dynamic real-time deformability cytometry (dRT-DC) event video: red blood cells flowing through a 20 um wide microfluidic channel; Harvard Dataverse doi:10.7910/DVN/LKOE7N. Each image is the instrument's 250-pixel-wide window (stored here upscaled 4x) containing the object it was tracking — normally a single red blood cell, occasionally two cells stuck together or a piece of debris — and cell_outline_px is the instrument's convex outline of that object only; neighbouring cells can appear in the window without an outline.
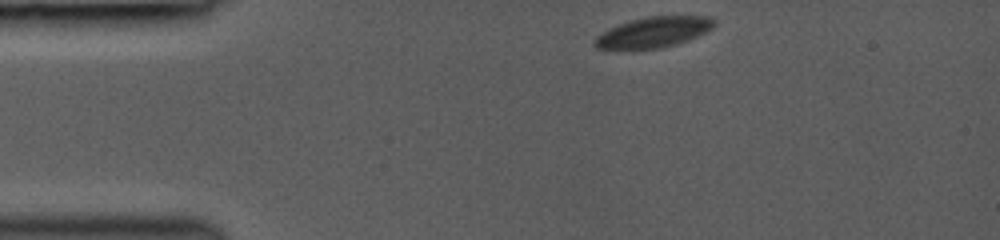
{"species": "common noctule bat (a hibernating species)", "species_latin": "Nyctalus noctula", "temperature_condition": "room temperature", "stored_images_in_passage": 38, "camera_frame_rate_fps": 3000, "um_per_image_px": 0.085, "animal": {"sex": "female", "body_mass_g": 19.0, "forearm_length_mm": 53.3}, "frame": {"image": 1, "passage_image": 1, "time_ms": 0.0, "image_size_px": [1000, 240], "cell_outline_px": [[716, 24], [712, 28], [688, 40], [676, 44], [660, 48], [596, 48], [592, 44], [592, 40], [600, 32], [608, 28], [628, 20], [644, 16], [708, 16], [716, 20]], "centroid_in_image_um": [55.51, 2.71], "position_along_channel_um": 29.5, "area_um2": 21.33}}
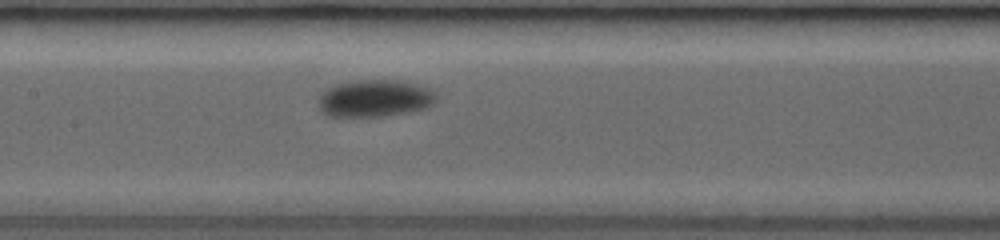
{"frame": {"image": 2, "passage_image": 16, "time_ms": 5.0, "image_size_px": [1000, 240], "cell_outline_px": [[436, 100], [432, 104], [424, 108], [408, 112], [384, 116], [328, 116], [320, 108], [320, 96], [328, 88], [336, 84], [356, 80], [396, 80], [416, 84], [428, 88], [436, 96]], "centroid_in_image_um": [31.86, 8.35], "position_along_channel_um": 175.5, "area_um2": 25.09}}
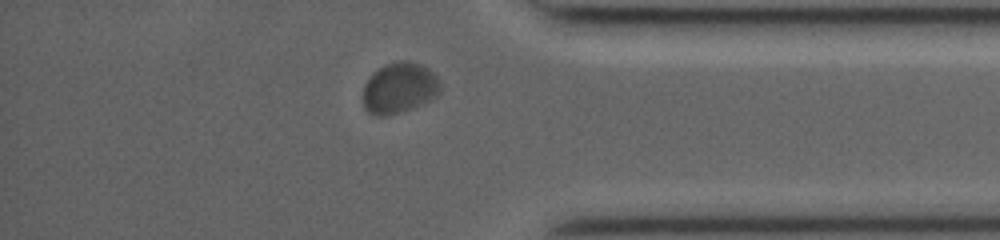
{"frame": {"image": 3, "passage_image": 33, "time_ms": 10.667, "image_size_px": [1000, 240], "cell_outline_px": [[440, 92], [436, 96], [412, 108], [384, 116], [376, 116], [368, 112], [364, 108], [364, 84], [368, 76], [372, 72], [384, 64], [400, 60], [408, 60], [420, 64], [428, 68], [440, 80]], "centroid_in_image_um": [33.92, 7.45], "position_along_channel_um": 401.3, "area_um2": 22.95}, "authors_computed_cell_mechanics": {"area_um2": 23.409, "velocity_mm_per_s": 4.0471, "shape_relaxation_time_tau1_ms": 2.0108, "shape_relaxation_time_tau2_ms": null, "deformation_change_tau1": 0.0604, "deformation_change_tau2": null}}